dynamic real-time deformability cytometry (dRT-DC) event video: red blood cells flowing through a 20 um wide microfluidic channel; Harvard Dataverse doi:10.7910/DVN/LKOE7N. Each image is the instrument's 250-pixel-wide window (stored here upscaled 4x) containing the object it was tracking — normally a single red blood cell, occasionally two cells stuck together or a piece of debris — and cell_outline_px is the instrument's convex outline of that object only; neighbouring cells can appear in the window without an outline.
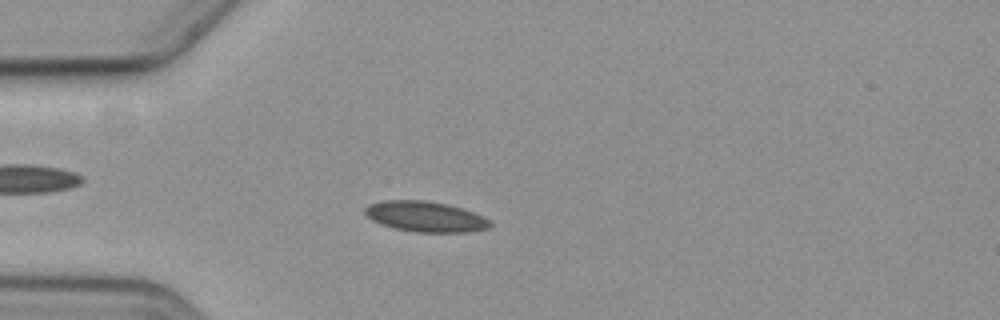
{"species": "common noctule bat (a hibernating species)", "species_latin": "Nyctalus noctula", "temperature_condition": "cold", "stored_images_in_passage": 5, "camera_frame_rate_fps": 3000, "um_per_image_px": 0.085, "animal": {"sex": "female", "body_mass_g": 19.3, "forearm_length_mm": 54.1}, "frame": {"image": 1, "passage_image": 3, "time_ms": 3.333, "image_size_px": [1000, 320], "cell_outline_px": [[492, 228], [472, 232], [416, 232], [396, 228], [380, 224], [372, 220], [364, 212], [364, 208], [368, 204], [380, 200], [424, 200], [448, 204], [464, 208], [484, 216], [492, 220]], "centroid_in_image_um": [36.22, 18.41], "position_along_channel_um": 48.8, "area_um2": 22.66}}
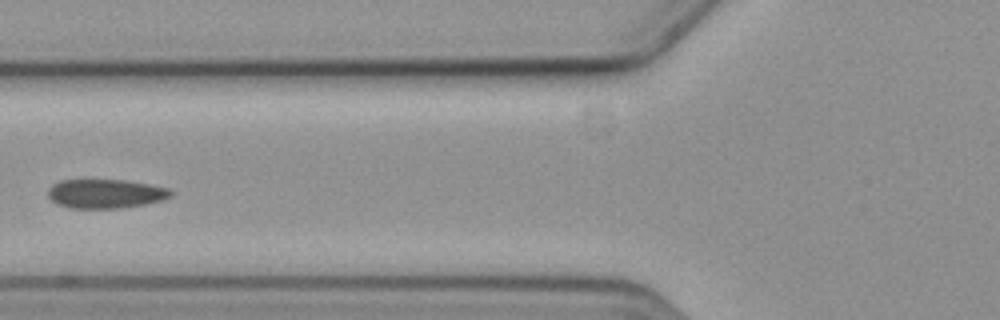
{"frame": {"image": 2, "passage_image": 5, "time_ms": 5.667, "image_size_px": [1000, 320], "cell_outline_px": [[172, 196], [164, 200], [144, 204], [120, 208], [68, 208], [56, 204], [48, 196], [48, 188], [52, 184], [60, 180], [124, 180], [148, 184], [168, 188], [172, 192]], "centroid_in_image_um": [8.94, 16.47], "position_along_channel_um": 116.9, "area_um2": 20.87}}